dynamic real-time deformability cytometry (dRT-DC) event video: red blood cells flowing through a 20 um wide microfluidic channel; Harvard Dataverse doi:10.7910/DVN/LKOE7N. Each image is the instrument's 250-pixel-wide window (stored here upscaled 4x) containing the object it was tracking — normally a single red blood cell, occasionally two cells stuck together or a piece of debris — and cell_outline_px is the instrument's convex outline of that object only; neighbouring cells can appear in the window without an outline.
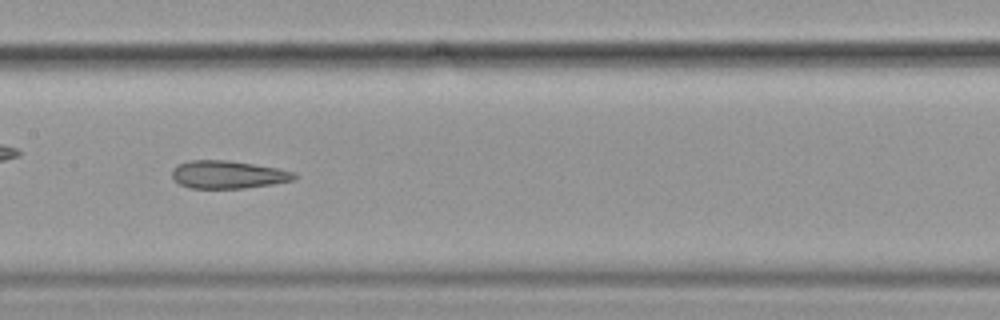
{"species": "common noctule bat (a hibernating species)", "species_latin": "Nyctalus noctula", "temperature_condition": "cold", "stored_images_in_passage": 49, "camera_frame_rate_fps": 3000, "um_per_image_px": 0.085, "animal": {"sex": "female", "body_mass_g": 19.9}, "frame": {"image": 1, "passage_image": 28, "time_ms": 9.0, "image_size_px": [1000, 320], "cell_outline_px": [[296, 180], [272, 184], [244, 188], [188, 188], [180, 184], [172, 176], [172, 168], [176, 164], [188, 160], [228, 160], [276, 168], [296, 172]], "centroid_in_image_um": [19.36, 14.83], "position_along_channel_um": 188.0, "area_um2": 19.88}}
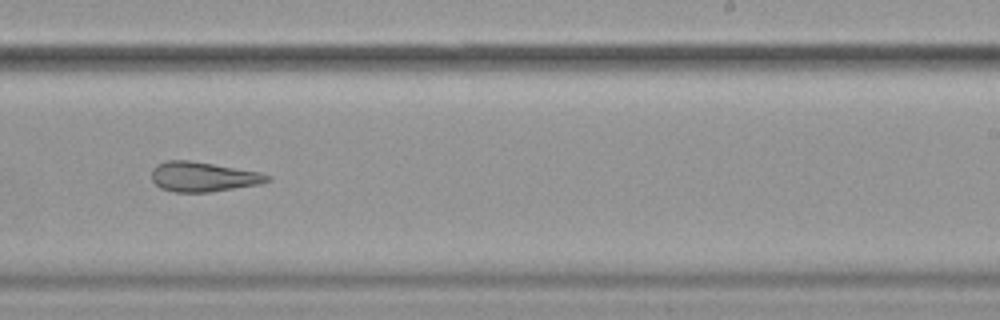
{"frame": {"image": 2, "passage_image": 35, "time_ms": 11.333, "image_size_px": [1000, 320], "cell_outline_px": [[272, 180], [260, 184], [208, 192], [176, 192], [160, 188], [152, 180], [152, 168], [156, 164], [168, 160], [188, 160], [260, 172], [272, 176]], "centroid_in_image_um": [17.26, 15.02], "position_along_channel_um": 271.7, "area_um2": 20.0}, "authors_computed_cell_mechanics": {"area_um2": 22.7732, "velocity_mm_per_s": 3.6106, "shape_relaxation_time_tau1_ms": null, "shape_relaxation_time_tau2_ms": 4.9169, "deformation_change_tau1": null, "deformation_change_tau2": 0.14}}